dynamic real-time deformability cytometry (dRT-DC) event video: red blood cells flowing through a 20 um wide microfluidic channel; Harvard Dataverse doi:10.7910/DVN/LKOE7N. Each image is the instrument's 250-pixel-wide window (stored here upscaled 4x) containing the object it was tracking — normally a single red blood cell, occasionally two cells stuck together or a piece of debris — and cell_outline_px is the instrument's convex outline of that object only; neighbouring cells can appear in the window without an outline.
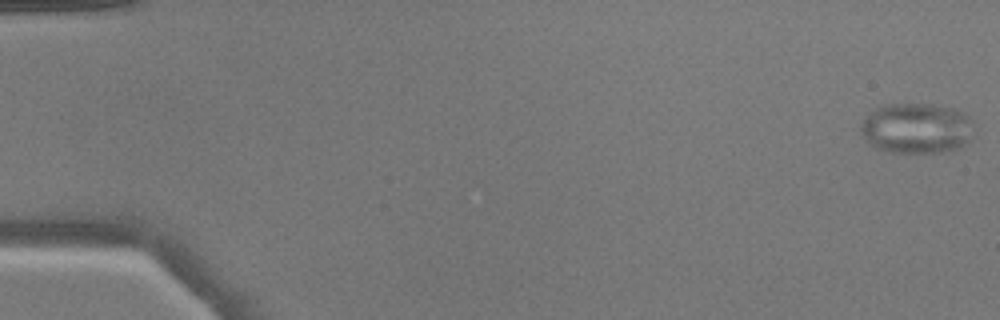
{"species": "common noctule bat (a hibernating species)", "species_latin": "Nyctalus noctula", "temperature_condition": "warm", "stored_images_in_passage": 51, "camera_frame_rate_fps": 3000, "um_per_image_px": 0.085, "animal": {"sex": "male", "body_mass_g": 17.9}, "frame": {"image": 1, "passage_image": 1, "time_ms": 0.0, "image_size_px": [1000, 320], "cell_outline_px": [[972, 140], [960, 148], [948, 152], [892, 152], [876, 148], [868, 144], [860, 132], [860, 128], [864, 120], [876, 108], [884, 104], [932, 104], [956, 108], [964, 112], [972, 120]], "centroid_in_image_um": [77.95, 10.91], "position_along_channel_um": 7.0, "area_um2": 33.64}}
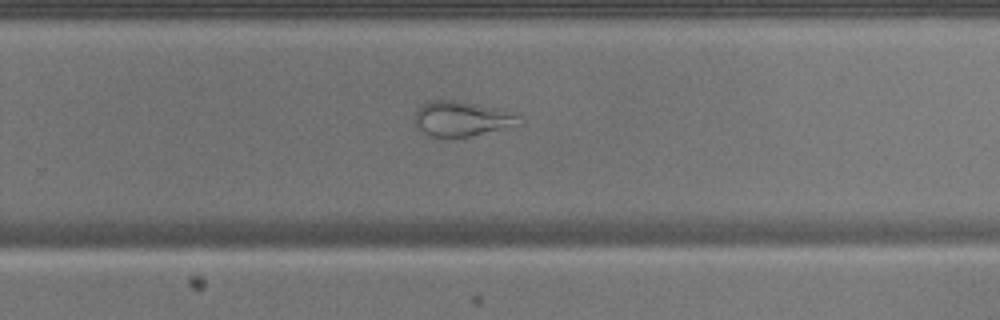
{"frame": {"image": 2, "passage_image": 34, "time_ms": 11.0, "image_size_px": [1000, 320], "cell_outline_px": [[524, 124], [468, 136], [440, 140], [428, 136], [420, 132], [416, 128], [416, 112], [420, 104], [428, 100], [456, 100], [480, 104], [516, 112], [520, 116]], "centroid_in_image_um": [39.25, 10.11], "position_along_channel_um": 290.5, "area_um2": 22.2}}
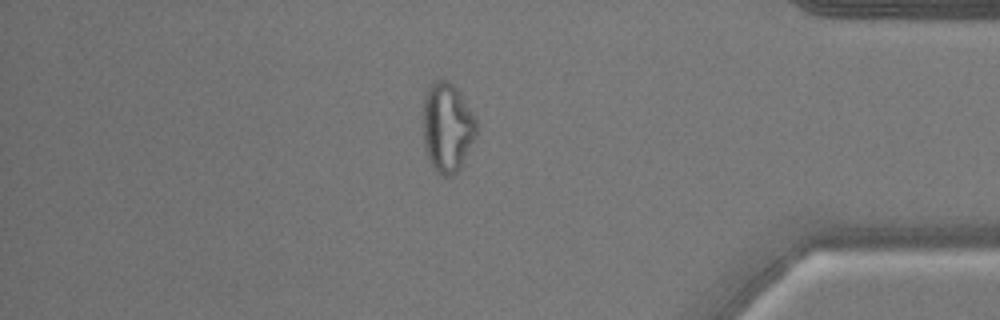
{"frame": {"image": 3, "passage_image": 44, "time_ms": 14.333, "image_size_px": [1000, 320], "cell_outline_px": [[476, 136], [460, 168], [452, 176], [444, 176], [428, 160], [424, 144], [424, 96], [432, 84], [436, 80], [448, 80], [456, 88], [476, 116]], "centroid_in_image_um": [38.04, 10.82], "position_along_channel_um": 397.2, "area_um2": 27.4}}